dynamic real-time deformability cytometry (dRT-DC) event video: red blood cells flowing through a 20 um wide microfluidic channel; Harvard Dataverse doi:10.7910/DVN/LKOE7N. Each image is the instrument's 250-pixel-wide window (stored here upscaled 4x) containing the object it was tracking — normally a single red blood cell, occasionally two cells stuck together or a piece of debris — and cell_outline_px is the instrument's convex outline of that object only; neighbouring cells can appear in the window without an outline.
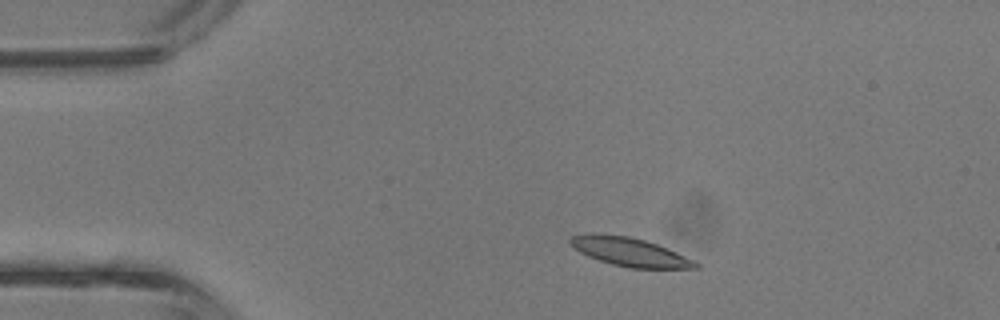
{"species": "common noctule bat (a hibernating species)", "species_latin": "Nyctalus noctula", "temperature_condition": "room temperature", "stored_images_in_passage": 3, "camera_frame_rate_fps": 3000, "um_per_image_px": 0.085, "animal": {"sex": "male", "body_mass_g": 13.3}, "frame": {"image": 1, "passage_image": 2, "time_ms": 0.333, "image_size_px": [1000, 320], "cell_outline_px": [[700, 268], [628, 268], [612, 264], [588, 256], [580, 252], [568, 244], [568, 240], [572, 236], [592, 232], [628, 236], [644, 240], [656, 244], [696, 260], [700, 264]], "centroid_in_image_um": [53.51, 21.4], "position_along_channel_um": 31.5, "area_um2": 20.98}}